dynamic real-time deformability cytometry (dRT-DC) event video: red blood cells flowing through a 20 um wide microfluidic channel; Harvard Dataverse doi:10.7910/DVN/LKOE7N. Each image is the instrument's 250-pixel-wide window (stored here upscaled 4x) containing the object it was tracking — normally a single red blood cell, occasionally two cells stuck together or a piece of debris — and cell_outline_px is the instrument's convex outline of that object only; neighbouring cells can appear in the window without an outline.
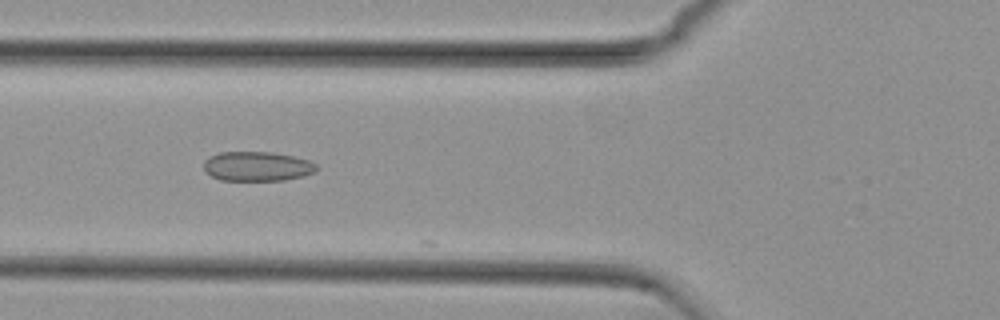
{"species": "common noctule bat (a hibernating species)", "species_latin": "Nyctalus noctula", "temperature_condition": "cold", "stored_images_in_passage": 8, "camera_frame_rate_fps": 3000, "um_per_image_px": 0.085, "animal": {"sex": "female", "body_mass_g": 29.2, "forearm_length_mm": 56.3}, "frame": {"image": 1, "passage_image": 5, "time_ms": 1.333, "image_size_px": [1000, 320], "cell_outline_px": [[320, 168], [316, 172], [304, 176], [284, 180], [220, 180], [204, 172], [204, 160], [220, 152], [272, 152], [292, 156], [308, 160], [316, 164]], "centroid_in_image_um": [21.88, 14.14], "position_along_channel_um": 103.9, "area_um2": 19.48}}